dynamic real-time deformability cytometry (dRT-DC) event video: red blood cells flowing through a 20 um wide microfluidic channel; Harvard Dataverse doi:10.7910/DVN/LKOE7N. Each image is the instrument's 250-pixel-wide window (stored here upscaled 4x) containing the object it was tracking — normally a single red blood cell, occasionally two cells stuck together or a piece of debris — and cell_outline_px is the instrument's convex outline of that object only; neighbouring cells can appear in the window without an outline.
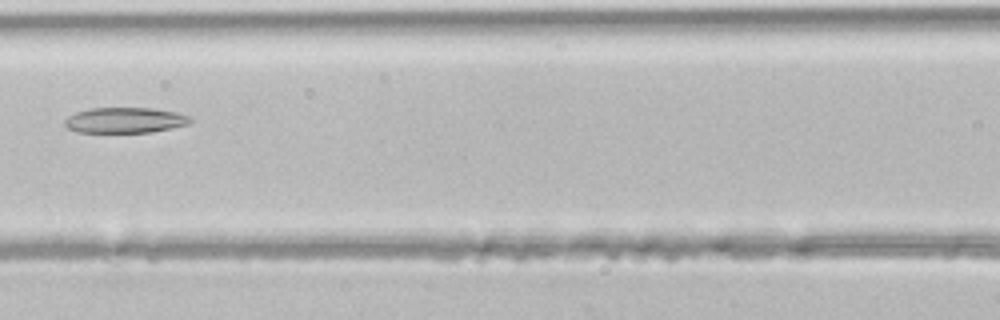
{"species": "common noctule bat (a hibernating species)", "species_latin": "Nyctalus noctula", "temperature_condition": "room temperature", "stored_images_in_passage": 4, "camera_frame_rate_fps": 3000, "um_per_image_px": 0.085, "animal": {"sex": "male", "body_mass_g": 21.5, "forearm_length_mm": 52.0}, "frame": {"image": 1, "passage_image": 4, "time_ms": 1.0, "image_size_px": [1000, 320], "cell_outline_px": [[192, 120], [188, 124], [172, 128], [152, 132], [76, 132], [68, 128], [64, 124], [64, 120], [68, 116], [76, 112], [88, 108], [152, 108], [176, 112], [192, 116]], "centroid_in_image_um": [10.63, 10.21], "position_along_channel_um": 156.0, "area_um2": 18.79}}